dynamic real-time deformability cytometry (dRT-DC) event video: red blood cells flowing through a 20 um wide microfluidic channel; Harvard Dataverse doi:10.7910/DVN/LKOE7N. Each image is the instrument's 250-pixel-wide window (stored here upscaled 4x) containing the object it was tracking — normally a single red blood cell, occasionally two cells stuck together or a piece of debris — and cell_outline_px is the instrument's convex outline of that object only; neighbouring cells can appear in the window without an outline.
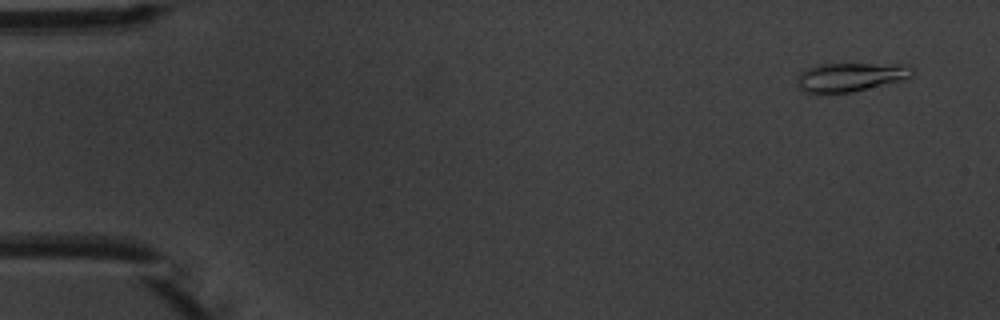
{"species": "common noctule bat (a hibernating species)", "species_latin": "Nyctalus noctula", "temperature_condition": "warm", "stored_images_in_passage": 7, "camera_frame_rate_fps": 3000, "um_per_image_px": 0.085, "animal": {"sex": "male", "body_mass_g": 20.1, "forearm_length_mm": 53.5}, "frame": {"image": 1, "passage_image": 1, "time_ms": 0.0, "image_size_px": [1000, 320], "cell_outline_px": [[916, 72], [912, 76], [904, 80], [852, 92], [804, 92], [800, 88], [796, 80], [796, 76], [800, 72], [816, 64], [900, 64], [916, 68]], "centroid_in_image_um": [72.33, 6.53], "position_along_channel_um": 12.7, "area_um2": 19.42}}
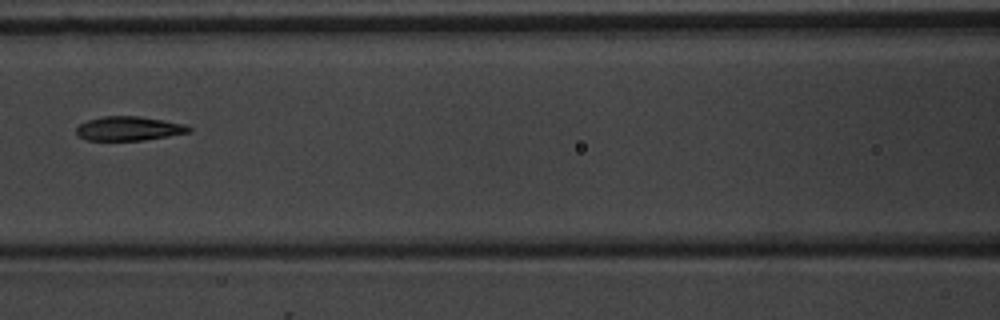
{"frame": {"image": 2, "passage_image": 7, "time_ms": 7.0, "image_size_px": [1000, 320], "cell_outline_px": [[192, 132], [144, 140], [88, 140], [80, 136], [76, 132], [76, 128], [80, 124], [88, 120], [104, 116], [140, 116], [164, 120], [184, 124], [192, 128]], "centroid_in_image_um": [10.99, 10.92], "position_along_channel_um": 155.6, "area_um2": 15.78}}